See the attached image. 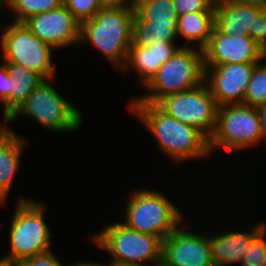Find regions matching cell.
<instances>
[{"label": "cell", "mask_w": 266, "mask_h": 266, "mask_svg": "<svg viewBox=\"0 0 266 266\" xmlns=\"http://www.w3.org/2000/svg\"><path fill=\"white\" fill-rule=\"evenodd\" d=\"M157 141V146L173 164L204 160L211 154L209 139L196 127L168 115L157 104L129 102L127 106Z\"/></svg>", "instance_id": "1"}, {"label": "cell", "mask_w": 266, "mask_h": 266, "mask_svg": "<svg viewBox=\"0 0 266 266\" xmlns=\"http://www.w3.org/2000/svg\"><path fill=\"white\" fill-rule=\"evenodd\" d=\"M135 8L103 6L90 20L80 24L82 45L92 44L99 53L121 70L132 43Z\"/></svg>", "instance_id": "2"}, {"label": "cell", "mask_w": 266, "mask_h": 266, "mask_svg": "<svg viewBox=\"0 0 266 266\" xmlns=\"http://www.w3.org/2000/svg\"><path fill=\"white\" fill-rule=\"evenodd\" d=\"M205 81L204 53L192 46H180L144 86V95L135 96L129 102L157 104L170 94L190 90Z\"/></svg>", "instance_id": "3"}, {"label": "cell", "mask_w": 266, "mask_h": 266, "mask_svg": "<svg viewBox=\"0 0 266 266\" xmlns=\"http://www.w3.org/2000/svg\"><path fill=\"white\" fill-rule=\"evenodd\" d=\"M55 79H44L5 123L11 125L23 115L33 119L47 131L61 134L79 130L83 125L84 115L60 95L51 82Z\"/></svg>", "instance_id": "4"}, {"label": "cell", "mask_w": 266, "mask_h": 266, "mask_svg": "<svg viewBox=\"0 0 266 266\" xmlns=\"http://www.w3.org/2000/svg\"><path fill=\"white\" fill-rule=\"evenodd\" d=\"M96 233L92 234L91 240L112 257L105 265H148L162 261L163 240L157 236L141 233L115 221Z\"/></svg>", "instance_id": "5"}, {"label": "cell", "mask_w": 266, "mask_h": 266, "mask_svg": "<svg viewBox=\"0 0 266 266\" xmlns=\"http://www.w3.org/2000/svg\"><path fill=\"white\" fill-rule=\"evenodd\" d=\"M16 202L9 225L10 251L4 255L20 262L51 251L52 232L44 219L45 204L25 196Z\"/></svg>", "instance_id": "6"}, {"label": "cell", "mask_w": 266, "mask_h": 266, "mask_svg": "<svg viewBox=\"0 0 266 266\" xmlns=\"http://www.w3.org/2000/svg\"><path fill=\"white\" fill-rule=\"evenodd\" d=\"M131 192L122 222L127 227L163 240L184 221L182 211L163 192L145 188Z\"/></svg>", "instance_id": "7"}, {"label": "cell", "mask_w": 266, "mask_h": 266, "mask_svg": "<svg viewBox=\"0 0 266 266\" xmlns=\"http://www.w3.org/2000/svg\"><path fill=\"white\" fill-rule=\"evenodd\" d=\"M264 141L261 122L256 107L246 104L218 107L216 127L209 138L210 152H225L256 147Z\"/></svg>", "instance_id": "8"}, {"label": "cell", "mask_w": 266, "mask_h": 266, "mask_svg": "<svg viewBox=\"0 0 266 266\" xmlns=\"http://www.w3.org/2000/svg\"><path fill=\"white\" fill-rule=\"evenodd\" d=\"M2 28L0 50L3 62L24 66L44 79L57 78L56 67L52 61L56 50L37 38L24 23L12 21Z\"/></svg>", "instance_id": "9"}, {"label": "cell", "mask_w": 266, "mask_h": 266, "mask_svg": "<svg viewBox=\"0 0 266 266\" xmlns=\"http://www.w3.org/2000/svg\"><path fill=\"white\" fill-rule=\"evenodd\" d=\"M157 105L176 120L196 127L208 139L214 132L218 105L205 81L190 90L165 96Z\"/></svg>", "instance_id": "10"}, {"label": "cell", "mask_w": 266, "mask_h": 266, "mask_svg": "<svg viewBox=\"0 0 266 266\" xmlns=\"http://www.w3.org/2000/svg\"><path fill=\"white\" fill-rule=\"evenodd\" d=\"M185 224L181 222L163 239L161 263L164 266H214L208 233L200 235Z\"/></svg>", "instance_id": "11"}, {"label": "cell", "mask_w": 266, "mask_h": 266, "mask_svg": "<svg viewBox=\"0 0 266 266\" xmlns=\"http://www.w3.org/2000/svg\"><path fill=\"white\" fill-rule=\"evenodd\" d=\"M23 23L37 38L58 52L79 44L80 23L64 4L31 16Z\"/></svg>", "instance_id": "12"}, {"label": "cell", "mask_w": 266, "mask_h": 266, "mask_svg": "<svg viewBox=\"0 0 266 266\" xmlns=\"http://www.w3.org/2000/svg\"><path fill=\"white\" fill-rule=\"evenodd\" d=\"M203 53L205 66L258 63L266 59V51L250 35H228L215 27Z\"/></svg>", "instance_id": "13"}, {"label": "cell", "mask_w": 266, "mask_h": 266, "mask_svg": "<svg viewBox=\"0 0 266 266\" xmlns=\"http://www.w3.org/2000/svg\"><path fill=\"white\" fill-rule=\"evenodd\" d=\"M256 64L205 66V82L218 107L244 103L245 92Z\"/></svg>", "instance_id": "14"}, {"label": "cell", "mask_w": 266, "mask_h": 266, "mask_svg": "<svg viewBox=\"0 0 266 266\" xmlns=\"http://www.w3.org/2000/svg\"><path fill=\"white\" fill-rule=\"evenodd\" d=\"M251 231L227 230L208 235L214 266L241 264L250 242L266 227L265 221L256 223ZM237 231V232H236Z\"/></svg>", "instance_id": "15"}, {"label": "cell", "mask_w": 266, "mask_h": 266, "mask_svg": "<svg viewBox=\"0 0 266 266\" xmlns=\"http://www.w3.org/2000/svg\"><path fill=\"white\" fill-rule=\"evenodd\" d=\"M180 46L171 42H153L149 47L131 45L122 73L130 70L137 73L144 87ZM134 69V70H133Z\"/></svg>", "instance_id": "16"}, {"label": "cell", "mask_w": 266, "mask_h": 266, "mask_svg": "<svg viewBox=\"0 0 266 266\" xmlns=\"http://www.w3.org/2000/svg\"><path fill=\"white\" fill-rule=\"evenodd\" d=\"M26 138L18 136L0 122V204H5L13 187L15 174L21 164Z\"/></svg>", "instance_id": "17"}, {"label": "cell", "mask_w": 266, "mask_h": 266, "mask_svg": "<svg viewBox=\"0 0 266 266\" xmlns=\"http://www.w3.org/2000/svg\"><path fill=\"white\" fill-rule=\"evenodd\" d=\"M265 8L252 4H236L217 0L214 2V27L221 33L248 36L253 28L254 15Z\"/></svg>", "instance_id": "18"}, {"label": "cell", "mask_w": 266, "mask_h": 266, "mask_svg": "<svg viewBox=\"0 0 266 266\" xmlns=\"http://www.w3.org/2000/svg\"><path fill=\"white\" fill-rule=\"evenodd\" d=\"M9 72V96L1 103L6 121L28 98L44 78L33 70L16 63L5 62Z\"/></svg>", "instance_id": "19"}, {"label": "cell", "mask_w": 266, "mask_h": 266, "mask_svg": "<svg viewBox=\"0 0 266 266\" xmlns=\"http://www.w3.org/2000/svg\"><path fill=\"white\" fill-rule=\"evenodd\" d=\"M215 12H193L178 16L177 37L182 36L186 43L181 46H190L187 42H196V48L204 49L209 43L214 30Z\"/></svg>", "instance_id": "20"}, {"label": "cell", "mask_w": 266, "mask_h": 266, "mask_svg": "<svg viewBox=\"0 0 266 266\" xmlns=\"http://www.w3.org/2000/svg\"><path fill=\"white\" fill-rule=\"evenodd\" d=\"M177 24L145 21L136 11L132 25L131 45L149 47L153 42L177 43Z\"/></svg>", "instance_id": "21"}, {"label": "cell", "mask_w": 266, "mask_h": 266, "mask_svg": "<svg viewBox=\"0 0 266 266\" xmlns=\"http://www.w3.org/2000/svg\"><path fill=\"white\" fill-rule=\"evenodd\" d=\"M135 11L145 20L161 24H177L173 0H137Z\"/></svg>", "instance_id": "22"}, {"label": "cell", "mask_w": 266, "mask_h": 266, "mask_svg": "<svg viewBox=\"0 0 266 266\" xmlns=\"http://www.w3.org/2000/svg\"><path fill=\"white\" fill-rule=\"evenodd\" d=\"M63 5V0H10L6 6L13 12L15 20L13 22L23 23L26 19L42 12L56 9Z\"/></svg>", "instance_id": "23"}, {"label": "cell", "mask_w": 266, "mask_h": 266, "mask_svg": "<svg viewBox=\"0 0 266 266\" xmlns=\"http://www.w3.org/2000/svg\"><path fill=\"white\" fill-rule=\"evenodd\" d=\"M258 62L245 92L244 103L252 107L266 104V62Z\"/></svg>", "instance_id": "24"}, {"label": "cell", "mask_w": 266, "mask_h": 266, "mask_svg": "<svg viewBox=\"0 0 266 266\" xmlns=\"http://www.w3.org/2000/svg\"><path fill=\"white\" fill-rule=\"evenodd\" d=\"M63 4L80 24L92 19L103 7L100 0H63Z\"/></svg>", "instance_id": "25"}, {"label": "cell", "mask_w": 266, "mask_h": 266, "mask_svg": "<svg viewBox=\"0 0 266 266\" xmlns=\"http://www.w3.org/2000/svg\"><path fill=\"white\" fill-rule=\"evenodd\" d=\"M266 227L250 242L241 266H266Z\"/></svg>", "instance_id": "26"}, {"label": "cell", "mask_w": 266, "mask_h": 266, "mask_svg": "<svg viewBox=\"0 0 266 266\" xmlns=\"http://www.w3.org/2000/svg\"><path fill=\"white\" fill-rule=\"evenodd\" d=\"M215 0H173L178 16L193 12H215Z\"/></svg>", "instance_id": "27"}, {"label": "cell", "mask_w": 266, "mask_h": 266, "mask_svg": "<svg viewBox=\"0 0 266 266\" xmlns=\"http://www.w3.org/2000/svg\"><path fill=\"white\" fill-rule=\"evenodd\" d=\"M249 35L266 51V8L259 15H254L253 28H250Z\"/></svg>", "instance_id": "28"}, {"label": "cell", "mask_w": 266, "mask_h": 266, "mask_svg": "<svg viewBox=\"0 0 266 266\" xmlns=\"http://www.w3.org/2000/svg\"><path fill=\"white\" fill-rule=\"evenodd\" d=\"M74 263L66 266H73ZM19 266H65L63 265L59 259H57L56 255L49 251L44 254L36 255L31 258L25 259L19 262Z\"/></svg>", "instance_id": "29"}, {"label": "cell", "mask_w": 266, "mask_h": 266, "mask_svg": "<svg viewBox=\"0 0 266 266\" xmlns=\"http://www.w3.org/2000/svg\"><path fill=\"white\" fill-rule=\"evenodd\" d=\"M0 65V101L1 103L9 96V72L5 62Z\"/></svg>", "instance_id": "30"}, {"label": "cell", "mask_w": 266, "mask_h": 266, "mask_svg": "<svg viewBox=\"0 0 266 266\" xmlns=\"http://www.w3.org/2000/svg\"><path fill=\"white\" fill-rule=\"evenodd\" d=\"M103 6L135 8L137 0H100Z\"/></svg>", "instance_id": "31"}, {"label": "cell", "mask_w": 266, "mask_h": 266, "mask_svg": "<svg viewBox=\"0 0 266 266\" xmlns=\"http://www.w3.org/2000/svg\"><path fill=\"white\" fill-rule=\"evenodd\" d=\"M257 112L261 122L262 132L264 135V142L266 144V104L257 107Z\"/></svg>", "instance_id": "32"}, {"label": "cell", "mask_w": 266, "mask_h": 266, "mask_svg": "<svg viewBox=\"0 0 266 266\" xmlns=\"http://www.w3.org/2000/svg\"><path fill=\"white\" fill-rule=\"evenodd\" d=\"M222 1L236 3V4H252L266 8V0H222Z\"/></svg>", "instance_id": "33"}, {"label": "cell", "mask_w": 266, "mask_h": 266, "mask_svg": "<svg viewBox=\"0 0 266 266\" xmlns=\"http://www.w3.org/2000/svg\"><path fill=\"white\" fill-rule=\"evenodd\" d=\"M0 266H19V262L15 261L13 258L4 255L0 257Z\"/></svg>", "instance_id": "34"}, {"label": "cell", "mask_w": 266, "mask_h": 266, "mask_svg": "<svg viewBox=\"0 0 266 266\" xmlns=\"http://www.w3.org/2000/svg\"><path fill=\"white\" fill-rule=\"evenodd\" d=\"M73 266H106V265H102V263H98V262H92V261H88V260H82L80 259V261L78 262H74Z\"/></svg>", "instance_id": "35"}, {"label": "cell", "mask_w": 266, "mask_h": 266, "mask_svg": "<svg viewBox=\"0 0 266 266\" xmlns=\"http://www.w3.org/2000/svg\"><path fill=\"white\" fill-rule=\"evenodd\" d=\"M158 264H148V265H140V264H132V265H106V266H156Z\"/></svg>", "instance_id": "36"}, {"label": "cell", "mask_w": 266, "mask_h": 266, "mask_svg": "<svg viewBox=\"0 0 266 266\" xmlns=\"http://www.w3.org/2000/svg\"><path fill=\"white\" fill-rule=\"evenodd\" d=\"M0 3L4 6V8L10 3V0H0Z\"/></svg>", "instance_id": "37"}, {"label": "cell", "mask_w": 266, "mask_h": 266, "mask_svg": "<svg viewBox=\"0 0 266 266\" xmlns=\"http://www.w3.org/2000/svg\"><path fill=\"white\" fill-rule=\"evenodd\" d=\"M2 7H4L1 3H0V10H2ZM1 12V11H0Z\"/></svg>", "instance_id": "38"}]
</instances>
